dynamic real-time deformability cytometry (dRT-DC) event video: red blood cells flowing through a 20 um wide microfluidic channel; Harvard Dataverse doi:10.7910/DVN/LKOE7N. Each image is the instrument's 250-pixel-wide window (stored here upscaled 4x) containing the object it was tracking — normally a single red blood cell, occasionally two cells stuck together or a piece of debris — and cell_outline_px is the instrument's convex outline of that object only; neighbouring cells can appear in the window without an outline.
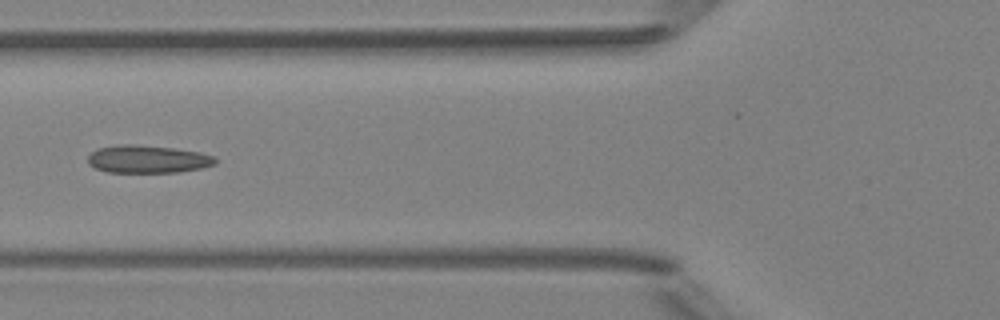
{"species": "Egyptian fruit bat (a non-hibernating species)", "species_latin": "Rousettus aegyptiacus", "temperature_condition": "room temperature", "stored_images_in_passage": 7, "camera_frame_rate_fps": 3000, "um_per_image_px": 0.085, "animal": {"sex": "female"}, "frame": {"image": 1, "passage_image": 6, "time_ms": 6.0, "image_size_px": [1000, 320], "cell_outline_px": [[216, 164], [200, 168], [180, 172], [108, 172], [96, 168], [88, 164], [88, 156], [96, 148], [116, 144], [136, 144], [172, 148], [200, 152], [216, 156]], "centroid_in_image_um": [12.54, 13.52], "position_along_channel_um": 113.3, "area_um2": 20.75}}
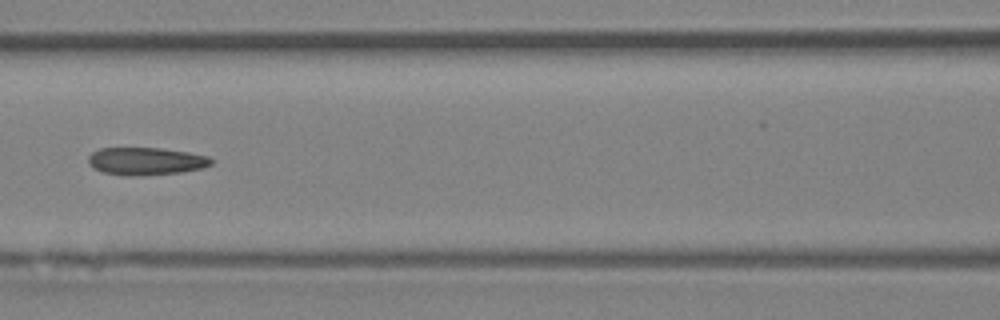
{"frame": {"image": 2, "passage_image": 7, "time_ms": 7.0, "image_size_px": [1000, 320], "cell_outline_px": [[212, 164], [204, 168], [180, 172], [128, 176], [124, 176], [104, 172], [92, 168], [88, 164], [88, 156], [92, 152], [100, 148], [160, 148], [188, 152], [208, 156], [212, 160]], "centroid_in_image_um": [12.38, 13.7], "position_along_channel_um": 154.2, "area_um2": 19.77}}